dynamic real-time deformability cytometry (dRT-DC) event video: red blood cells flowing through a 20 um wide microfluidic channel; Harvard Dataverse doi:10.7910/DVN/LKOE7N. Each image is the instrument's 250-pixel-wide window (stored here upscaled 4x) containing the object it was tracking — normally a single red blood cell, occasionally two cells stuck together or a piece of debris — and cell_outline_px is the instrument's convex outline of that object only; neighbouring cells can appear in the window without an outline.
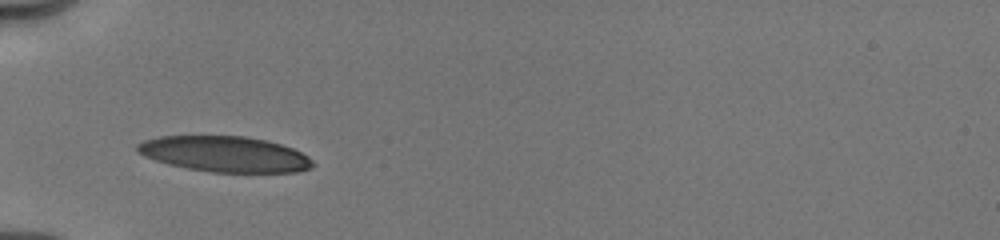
{"species": "human", "species_latin": "Homo sapiens", "temperature_condition": "cold", "stored_images_in_passage": 44, "camera_frame_rate_fps": 3000, "um_per_image_px": 0.085, "donor": {"sex": "male"}, "frame": {"image": 1, "passage_image": 1, "time_ms": 0.0, "image_size_px": [1000, 240], "cell_outline_px": [[316, 164], [312, 168], [296, 172], [212, 172], [188, 168], [168, 164], [144, 156], [136, 152], [136, 144], [144, 140], [160, 136], [244, 136], [268, 140], [292, 148], [308, 156]], "centroid_in_image_um": [19.11, 13.09], "position_along_channel_um": 65.9, "area_um2": 36.53}}
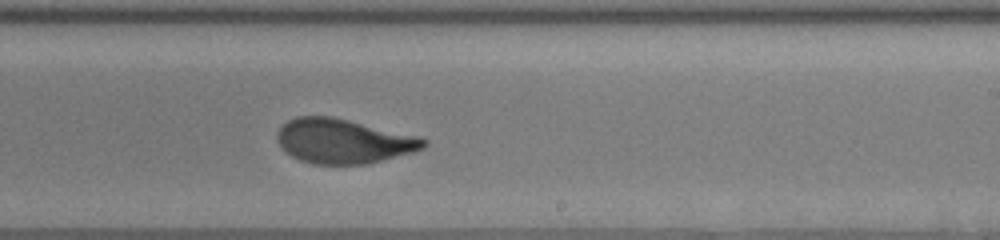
{"frame": {"image": 2, "passage_image": 25, "time_ms": 5.0, "image_size_px": [1000, 240], "cell_outline_px": [[428, 144], [424, 148], [412, 152], [368, 164], [312, 164], [300, 160], [284, 152], [276, 140], [276, 132], [280, 124], [296, 116], [332, 116], [416, 136], [428, 140]], "centroid_in_image_um": [29.12, 11.99], "position_along_channel_um": 259.9, "area_um2": 38.15}}
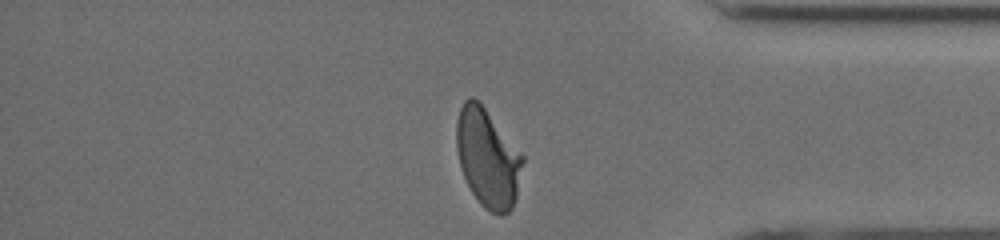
{"frame": {"image": 3, "passage_image": 44, "time_ms": 8.667, "image_size_px": [1000, 240], "cell_outline_px": [[524, 160], [516, 200], [512, 208], [508, 212], [500, 216], [484, 208], [480, 204], [472, 192], [464, 176], [460, 164], [456, 148], [456, 120], [460, 108], [464, 100], [468, 96], [472, 96], [484, 108], [524, 156]], "centroid_in_image_um": [41.45, 13.45], "position_along_channel_um": 393.7, "area_um2": 37.8}, "authors_computed_cell_mechanics": {"area_um2": 38.148, "velocity_mm_per_s": 4.0038, "shape_relaxation_time_tau1_ms": 3.5151, "shape_relaxation_time_tau2_ms": 0.7244, "deformation_change_tau1": 0.1708, "deformation_change_tau2": 0.0641}}